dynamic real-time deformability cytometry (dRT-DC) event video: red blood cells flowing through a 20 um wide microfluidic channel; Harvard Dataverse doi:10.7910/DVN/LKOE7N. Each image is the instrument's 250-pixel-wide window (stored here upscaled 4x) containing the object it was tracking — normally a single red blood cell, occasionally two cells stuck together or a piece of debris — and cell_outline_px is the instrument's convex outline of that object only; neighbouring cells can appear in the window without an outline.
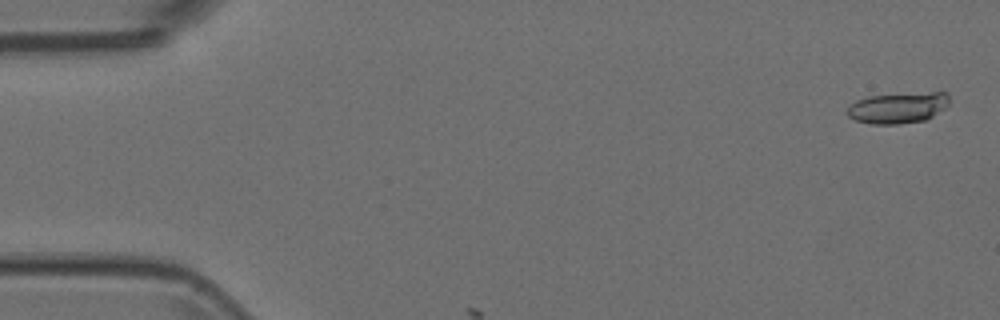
{"species": "Egyptian fruit bat (a non-hibernating species)", "species_latin": "Rousettus aegyptiacus", "temperature_condition": "room temperature", "stored_images_in_passage": 5, "camera_frame_rate_fps": 3000, "um_per_image_px": 0.085, "animal": {"sex": "female"}, "frame": {"image": 1, "passage_image": 2, "time_ms": 0.333, "image_size_px": [1000, 320], "cell_outline_px": [[948, 104], [944, 108], [932, 116], [924, 120], [900, 124], [872, 124], [856, 120], [848, 116], [844, 112], [856, 100], [868, 96], [932, 92], [948, 92]], "centroid_in_image_um": [76.3, 9.16], "position_along_channel_um": 8.7, "area_um2": 18.26}}